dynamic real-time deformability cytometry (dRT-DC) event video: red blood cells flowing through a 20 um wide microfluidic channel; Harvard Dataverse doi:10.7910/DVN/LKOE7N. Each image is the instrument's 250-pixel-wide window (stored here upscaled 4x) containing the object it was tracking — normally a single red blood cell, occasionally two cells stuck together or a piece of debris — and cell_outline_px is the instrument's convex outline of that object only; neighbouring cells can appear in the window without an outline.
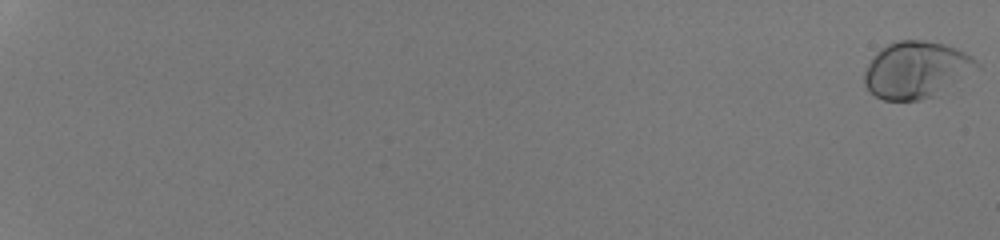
{"species": "human", "species_latin": "Homo sapiens", "temperature_condition": "room temperature", "stored_images_in_passage": 54, "camera_frame_rate_fps": 3000, "um_per_image_px": 0.085, "donor": {"sex": "male"}, "frame": {"image": 1, "passage_image": 1, "time_ms": 0.0, "image_size_px": [1000, 240], "cell_outline_px": [[980, 68], [936, 96], [920, 100], [884, 100], [876, 96], [864, 84], [864, 72], [868, 64], [876, 52], [888, 44], [900, 40], [928, 40], [944, 44], [956, 48], [972, 56], [980, 64]], "centroid_in_image_um": [77.92, 5.93], "position_along_channel_um": 7.1, "area_um2": 37.34}}
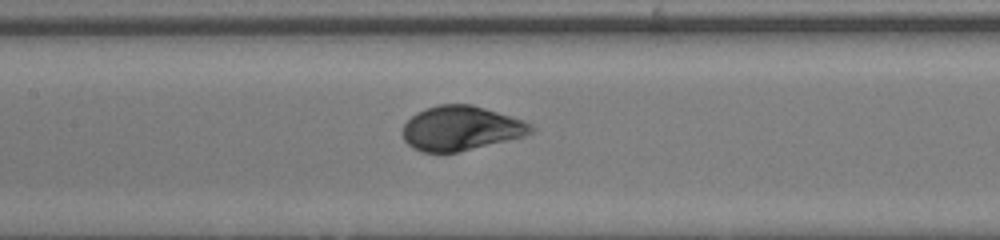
{"frame": {"image": 2, "passage_image": 32, "time_ms": 10.333, "image_size_px": [1000, 240], "cell_outline_px": [[536, 128], [532, 132], [524, 136], [456, 152], [420, 152], [412, 148], [404, 140], [400, 132], [404, 124], [416, 112], [424, 108], [440, 104], [472, 104], [524, 120], [532, 124]], "centroid_in_image_um": [39.15, 10.89], "position_along_channel_um": 168.3, "area_um2": 33.35}}
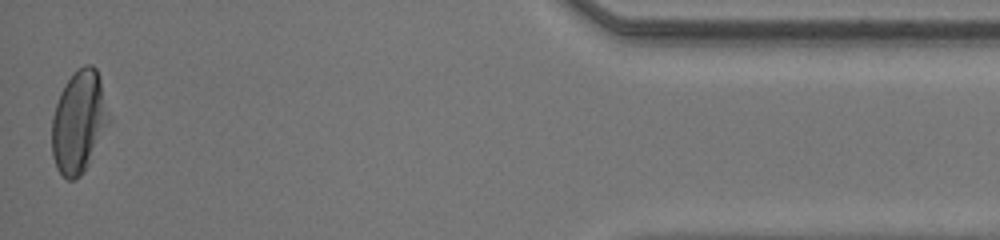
{"frame": {"image": 3, "passage_image": 54, "time_ms": 17.667, "image_size_px": [1000, 240], "cell_outline_px": [[112, 120], [84, 172], [80, 176], [72, 180], [68, 180], [56, 168], [52, 156], [52, 116], [60, 92], [64, 84], [72, 72], [84, 64], [92, 64], [96, 68], [112, 116]], "centroid_in_image_um": [6.73, 10.33], "position_along_channel_um": 428.5, "area_um2": 34.62}, "authors_computed_cell_mechanics": {"area_um2": 34.68, "velocity_mm_per_s": 4.3119, "shape_relaxation_time_tau1_ms": 2.1284, "shape_relaxation_time_tau2_ms": null, "deformation_change_tau1": 0.1537, "deformation_change_tau2": null}}